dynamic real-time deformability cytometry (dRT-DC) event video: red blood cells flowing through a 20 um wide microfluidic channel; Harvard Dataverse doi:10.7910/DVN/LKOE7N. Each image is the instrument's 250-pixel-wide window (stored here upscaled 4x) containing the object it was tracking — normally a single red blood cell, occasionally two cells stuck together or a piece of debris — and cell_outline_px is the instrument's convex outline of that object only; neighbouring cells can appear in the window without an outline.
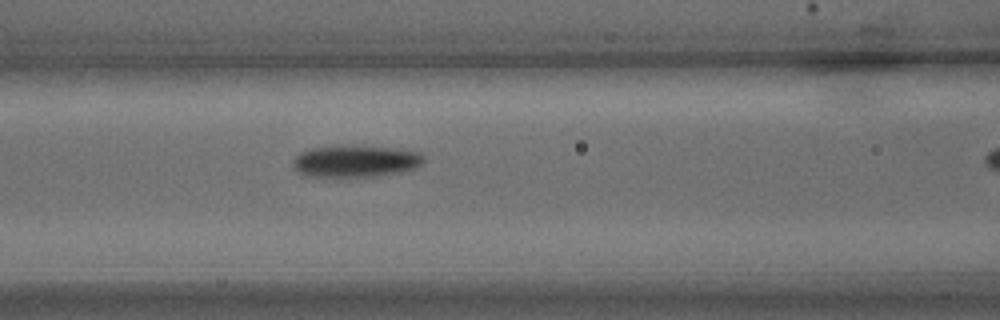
{"species": "common noctule bat (a hibernating species)", "species_latin": "Nyctalus noctula", "temperature_condition": "warm", "stored_images_in_passage": 11, "camera_frame_rate_fps": 3000, "um_per_image_px": 0.085, "animal": {"sex": "male", "body_mass_g": 15.6}, "frame": {"image": 1, "passage_image": 8, "time_ms": 2.333, "image_size_px": [1000, 320], "cell_outline_px": [[424, 160], [416, 168], [400, 172], [380, 176], [336, 180], [304, 176], [296, 172], [292, 164], [292, 160], [300, 152], [312, 148], [388, 148], [420, 152], [424, 156]], "centroid_in_image_um": [30.14, 13.81], "position_along_channel_um": 136.5, "area_um2": 24.51}}
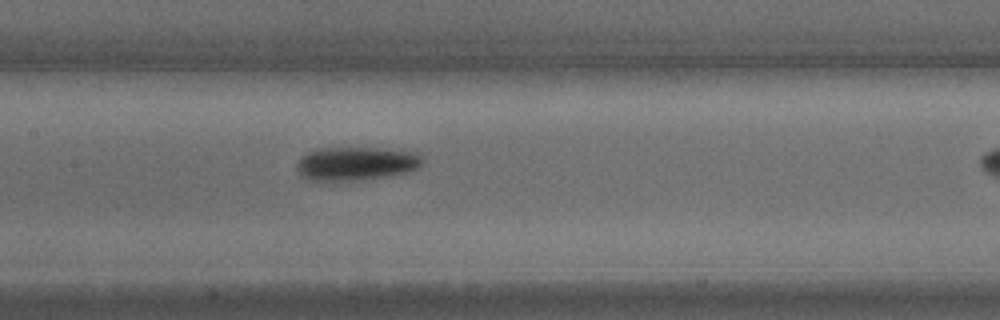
{"frame": {"image": 2, "passage_image": 10, "time_ms": 3.0, "image_size_px": [1000, 320], "cell_outline_px": [[424, 164], [420, 168], [408, 172], [392, 176], [356, 180], [308, 180], [300, 176], [296, 168], [296, 164], [300, 156], [316, 148], [380, 148], [416, 152], [424, 156]], "centroid_in_image_um": [30.31, 13.9], "position_along_channel_um": 177.1, "area_um2": 25.09}}